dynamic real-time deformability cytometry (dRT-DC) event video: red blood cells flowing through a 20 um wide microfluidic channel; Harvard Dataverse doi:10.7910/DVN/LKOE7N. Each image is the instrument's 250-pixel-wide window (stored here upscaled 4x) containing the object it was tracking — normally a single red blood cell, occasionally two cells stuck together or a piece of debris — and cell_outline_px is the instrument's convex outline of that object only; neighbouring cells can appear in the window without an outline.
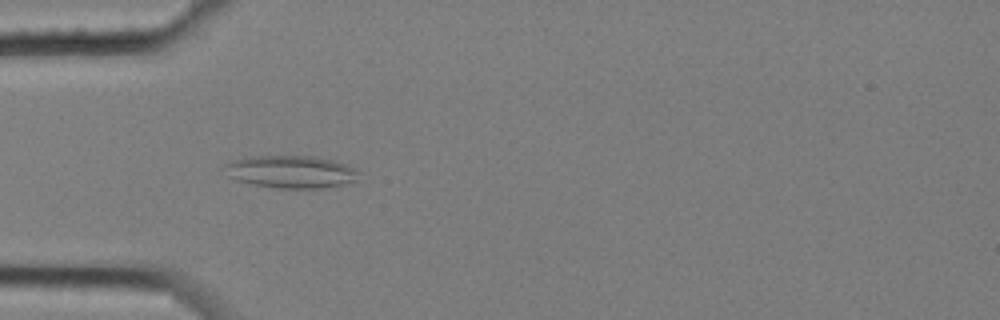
{"species": "common noctule bat (a hibernating species)", "species_latin": "Nyctalus noctula", "temperature_condition": "cold", "stored_images_in_passage": 3, "camera_frame_rate_fps": 3000, "um_per_image_px": 0.085, "animal": {"sex": "female", "body_mass_g": 25.1}, "frame": {"image": 1, "passage_image": 2, "time_ms": 0.333, "image_size_px": [1000, 320], "cell_outline_px": [[360, 172], [356, 180], [344, 184], [320, 188], [276, 188], [252, 184], [236, 180], [228, 176], [224, 164], [232, 160], [248, 156], [312, 156], [332, 160], [344, 164]], "centroid_in_image_um": [24.69, 14.6], "position_along_channel_um": 60.3, "area_um2": 25.32}}